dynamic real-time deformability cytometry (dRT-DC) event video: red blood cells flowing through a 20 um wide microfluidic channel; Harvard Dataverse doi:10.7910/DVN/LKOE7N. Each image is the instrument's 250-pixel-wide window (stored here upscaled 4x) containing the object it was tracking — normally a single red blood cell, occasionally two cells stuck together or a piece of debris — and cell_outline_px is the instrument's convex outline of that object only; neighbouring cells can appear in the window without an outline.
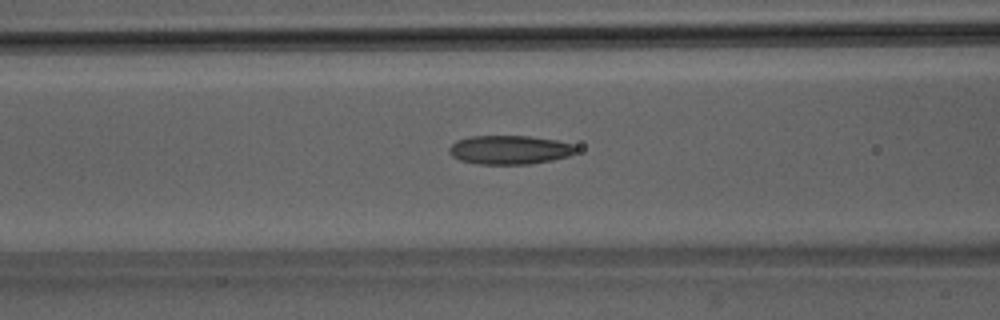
{"species": "Egyptian fruit bat (a non-hibernating species)", "species_latin": "Rousettus aegyptiacus", "temperature_condition": "room temperature", "stored_images_in_passage": 51, "camera_frame_rate_fps": 3000, "um_per_image_px": 0.085, "animal": {"sex": "male"}, "frame": {"image": 1, "passage_image": 21, "time_ms": 6.667, "image_size_px": [1000, 320], "cell_outline_px": [[576, 152], [568, 156], [552, 160], [532, 164], [476, 164], [460, 160], [452, 156], [448, 152], [448, 148], [456, 140], [468, 136], [528, 136], [556, 140], [572, 144], [576, 148]], "centroid_in_image_um": [43.28, 12.74], "position_along_channel_um": 123.3, "area_um2": 21.44}}
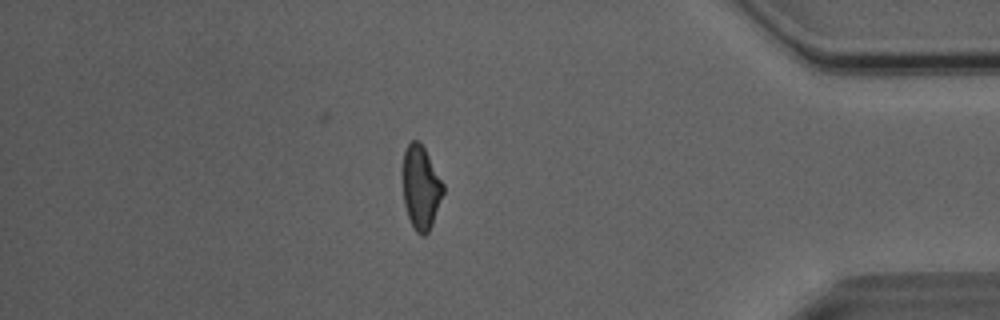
{"frame": {"image": 2, "passage_image": 44, "time_ms": 14.333, "image_size_px": [1000, 320], "cell_outline_px": [[444, 192], [432, 224], [428, 232], [424, 236], [420, 236], [416, 232], [408, 216], [404, 204], [404, 152], [408, 144], [412, 140], [420, 140], [444, 184]], "centroid_in_image_um": [35.79, 15.94], "position_along_channel_um": 399.4, "area_um2": 19.42}}
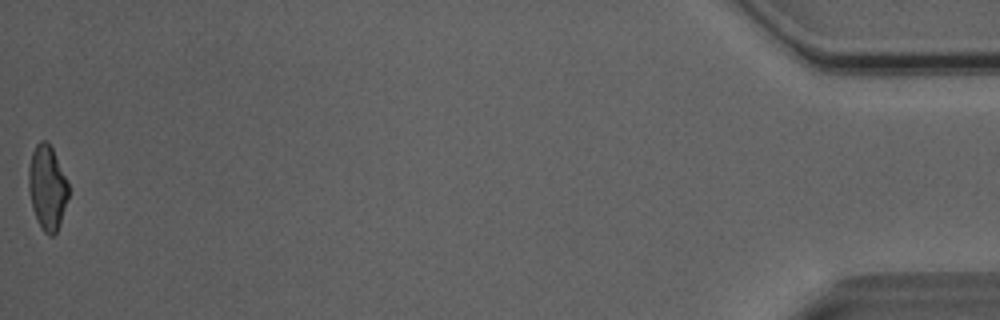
{"frame": {"image": 3, "passage_image": 51, "time_ms": 16.667, "image_size_px": [1000, 320], "cell_outline_px": [[68, 196], [60, 224], [56, 232], [52, 236], [48, 236], [44, 232], [36, 220], [32, 208], [28, 188], [28, 168], [32, 152], [36, 144], [40, 140], [48, 140], [68, 180]], "centroid_in_image_um": [4.0, 15.93], "position_along_channel_um": 431.2, "area_um2": 19.83}, "authors_computed_cell_mechanics": {"area_um2": 20.9814, "velocity_mm_per_s": 4.0625, "shape_relaxation_time_tau1_ms": 9.0261, "shape_relaxation_time_tau2_ms": 2.5474, "deformation_change_tau1": 0.2015, "deformation_change_tau2": 0.1105}}